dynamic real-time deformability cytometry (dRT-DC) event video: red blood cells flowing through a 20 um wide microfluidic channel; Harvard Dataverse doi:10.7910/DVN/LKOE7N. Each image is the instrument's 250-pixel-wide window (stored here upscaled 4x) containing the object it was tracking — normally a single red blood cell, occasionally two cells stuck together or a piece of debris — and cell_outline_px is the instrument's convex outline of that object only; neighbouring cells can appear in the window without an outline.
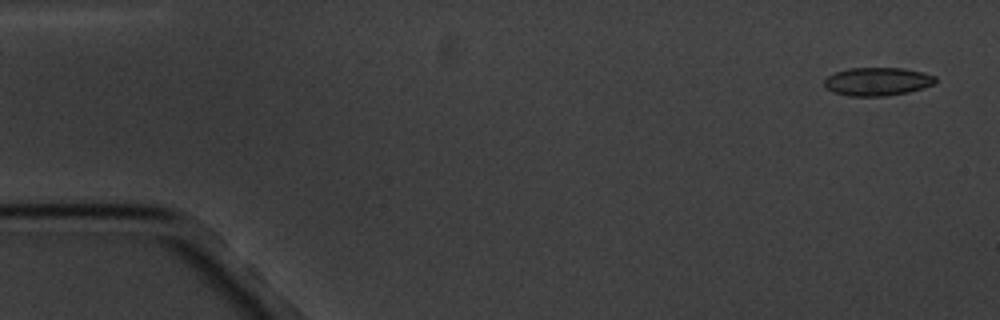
{"species": "common noctule bat (a hibernating species)", "species_latin": "Nyctalus noctula", "temperature_condition": "cold", "stored_images_in_passage": 5, "camera_frame_rate_fps": 3000, "um_per_image_px": 0.085, "animal": {"sex": "male", "body_mass_g": 20.1, "forearm_length_mm": 53.5}, "frame": {"image": 1, "passage_image": 1, "time_ms": 0.0, "image_size_px": [1000, 320], "cell_outline_px": [[936, 80], [932, 84], [908, 92], [884, 96], [848, 96], [832, 92], [824, 84], [824, 80], [828, 76], [836, 72], [848, 68], [904, 68], [924, 72], [936, 76]], "centroid_in_image_um": [74.56, 6.92], "position_along_channel_um": 10.4, "area_um2": 18.21}}
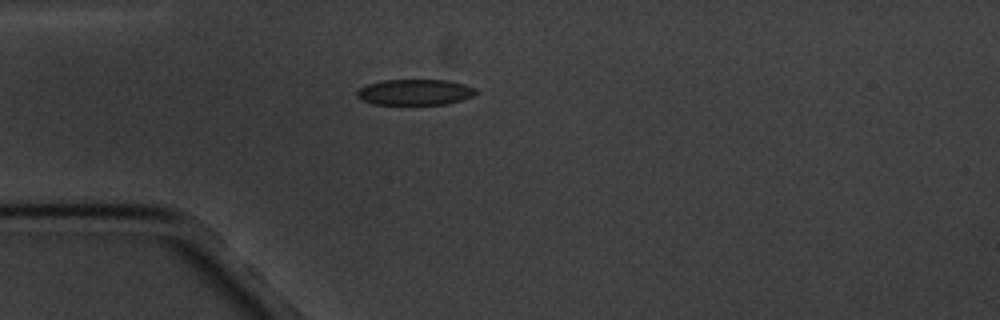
{"frame": {"image": 2, "passage_image": 5, "time_ms": 4.333, "image_size_px": [1000, 320], "cell_outline_px": [[476, 92], [472, 96], [460, 100], [444, 104], [372, 104], [360, 100], [356, 96], [356, 92], [360, 88], [368, 84], [380, 80], [448, 80], [464, 84], [476, 88]], "centroid_in_image_um": [35.22, 7.83], "position_along_channel_um": 49.8, "area_um2": 17.86}}